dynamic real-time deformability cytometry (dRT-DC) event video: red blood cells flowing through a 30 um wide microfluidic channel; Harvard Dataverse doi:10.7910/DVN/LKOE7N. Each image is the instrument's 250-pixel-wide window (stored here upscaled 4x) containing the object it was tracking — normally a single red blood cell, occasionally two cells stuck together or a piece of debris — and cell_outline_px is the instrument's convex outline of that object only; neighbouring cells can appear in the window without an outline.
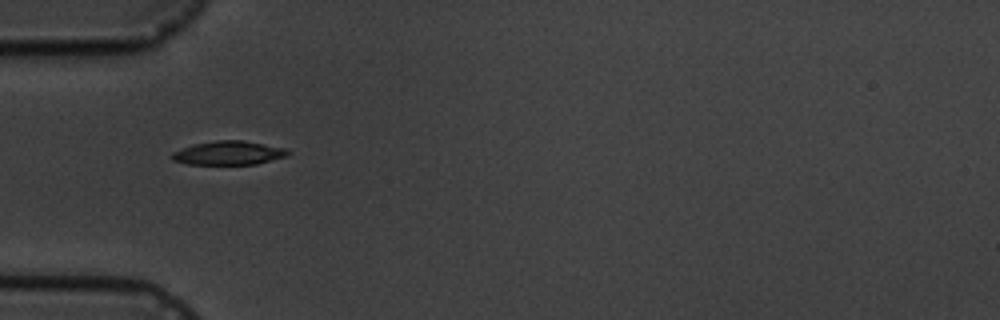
{"species": "common noctule bat (a hibernating species)", "species_latin": "Nyctalus noctula", "temperature_condition": "cold", "stored_images_in_passage": 2, "camera_frame_rate_fps": 3000, "um_per_image_px": 0.085, "animal": {"sex": "male", "body_mass_g": 19.5, "forearm_length_mm": 54.6}, "frame": {"image": 1, "passage_image": 1, "time_ms": 0.0, "image_size_px": [1000, 320], "cell_outline_px": [[292, 152], [288, 156], [256, 164], [188, 164], [172, 160], [168, 156], [172, 152], [192, 144], [216, 140], [240, 140], [284, 148]], "centroid_in_image_um": [19.39, 13.0], "position_along_channel_um": 65.6, "area_um2": 16.13}}
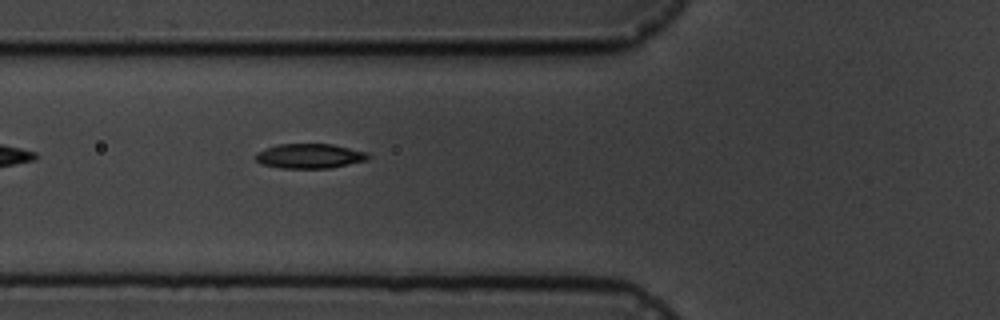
{"frame": {"image": 2, "passage_image": 2, "time_ms": 1.0, "image_size_px": [1000, 320], "cell_outline_px": [[372, 156], [368, 160], [328, 168], [280, 168], [260, 164], [256, 160], [256, 152], [276, 144], [332, 144], [368, 152]], "centroid_in_image_um": [26.32, 13.26], "position_along_channel_um": 99.5, "area_um2": 16.3}}